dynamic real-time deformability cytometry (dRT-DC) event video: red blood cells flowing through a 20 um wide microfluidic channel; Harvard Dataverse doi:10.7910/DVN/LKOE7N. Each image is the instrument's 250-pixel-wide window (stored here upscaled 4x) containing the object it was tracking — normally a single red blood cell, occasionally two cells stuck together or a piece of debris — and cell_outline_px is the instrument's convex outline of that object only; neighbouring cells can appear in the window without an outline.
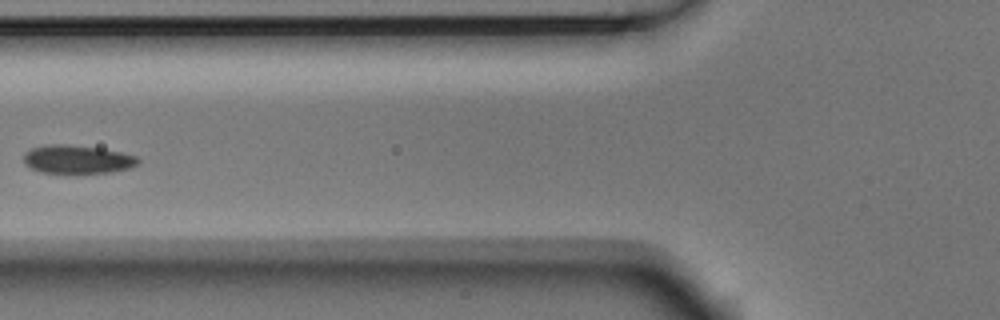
{"species": "Egyptian fruit bat (a non-hibernating species)", "species_latin": "Rousettus aegyptiacus", "temperature_condition": "room temperature", "stored_images_in_passage": 9, "camera_frame_rate_fps": 3000, "um_per_image_px": 0.085, "animal": {"sex": "male"}, "frame": {"image": 1, "passage_image": 6, "time_ms": 1.667, "image_size_px": [1000, 320], "cell_outline_px": [[140, 160], [132, 168], [112, 172], [76, 176], [72, 176], [40, 172], [24, 164], [24, 152], [32, 148], [44, 144], [68, 144], [100, 148], [120, 152], [136, 156]], "centroid_in_image_um": [6.55, 13.59], "position_along_channel_um": 119.3, "area_um2": 19.94}}
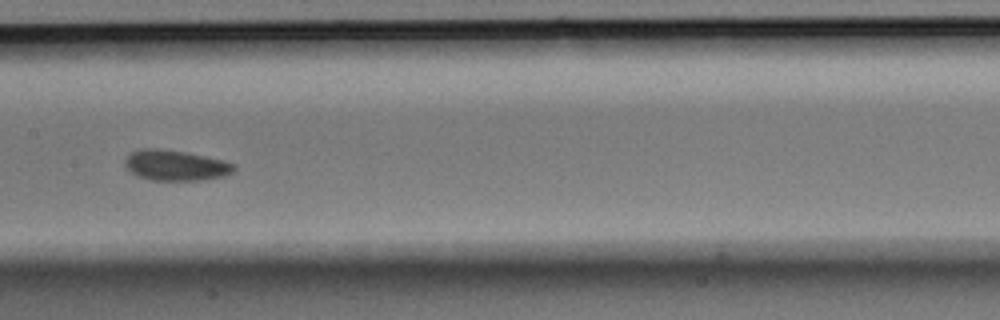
{"frame": {"image": 2, "passage_image": 8, "time_ms": 2.333, "image_size_px": [1000, 320], "cell_outline_px": [[236, 168], [232, 172], [224, 176], [204, 180], [152, 180], [140, 176], [132, 172], [124, 164], [124, 160], [132, 152], [140, 148], [160, 148], [188, 152], [224, 160], [236, 164]], "centroid_in_image_um": [14.97, 14.04], "position_along_channel_um": 192.4, "area_um2": 19.48}}
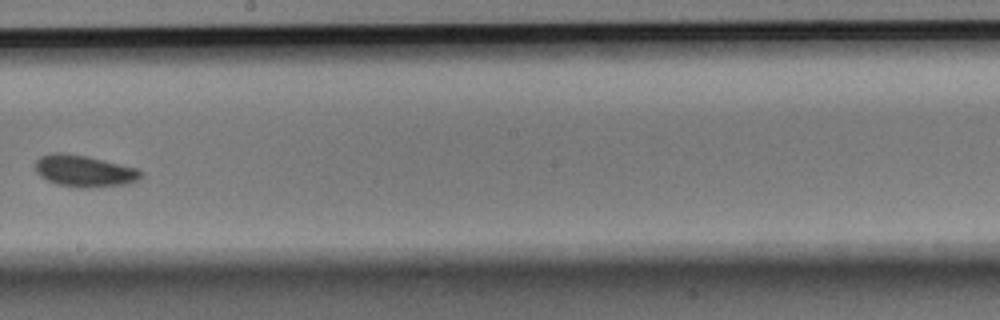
{"frame": {"image": 3, "passage_image": 9, "time_ms": 2.667, "image_size_px": [1000, 320], "cell_outline_px": [[144, 172], [136, 180], [124, 184], [88, 188], [80, 188], [56, 184], [40, 176], [36, 172], [36, 160], [40, 156], [52, 152], [64, 152], [88, 156], [136, 168]], "centroid_in_image_um": [7.12, 14.52], "position_along_channel_um": 241.1, "area_um2": 19.48}}